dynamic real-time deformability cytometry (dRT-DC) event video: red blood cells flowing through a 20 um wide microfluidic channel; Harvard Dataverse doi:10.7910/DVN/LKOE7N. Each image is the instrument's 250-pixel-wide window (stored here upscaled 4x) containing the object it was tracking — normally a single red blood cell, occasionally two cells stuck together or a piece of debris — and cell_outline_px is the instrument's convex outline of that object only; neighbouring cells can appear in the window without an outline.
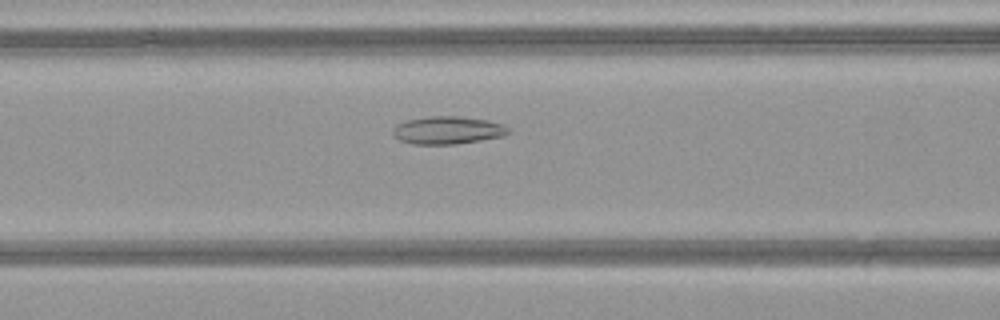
{"species": "common noctule bat (a hibernating species)", "species_latin": "Nyctalus noctula", "temperature_condition": "warm", "stored_images_in_passage": 49, "camera_frame_rate_fps": 3000, "um_per_image_px": 0.085, "animal": {"sex": "female", "body_mass_g": 21.9}, "frame": {"image": 1, "passage_image": 20, "time_ms": 6.333, "image_size_px": [1000, 320], "cell_outline_px": [[512, 132], [504, 136], [456, 144], [412, 144], [400, 140], [392, 136], [392, 128], [396, 124], [408, 120], [428, 116], [460, 116], [488, 120], [504, 124], [512, 128]], "centroid_in_image_um": [38.08, 11.06], "position_along_channel_um": 128.5, "area_um2": 19.02}}
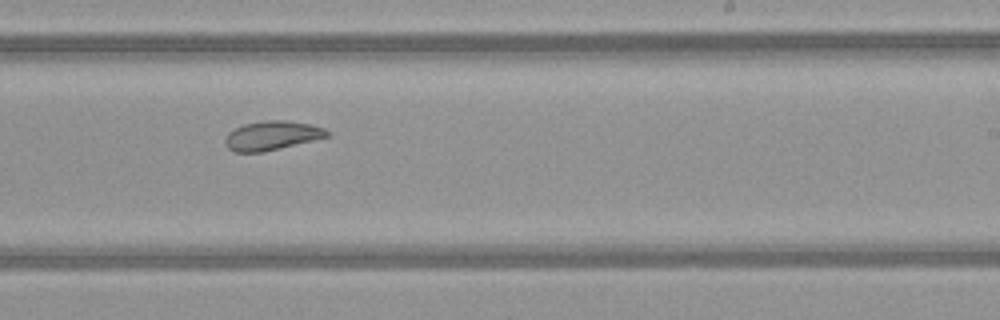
{"frame": {"image": 2, "passage_image": 30, "time_ms": 9.667, "image_size_px": [1000, 320], "cell_outline_px": [[332, 136], [264, 152], [232, 152], [224, 144], [224, 136], [228, 132], [244, 124], [268, 120], [284, 120], [312, 124], [324, 128], [332, 132]], "centroid_in_image_um": [23.14, 11.53], "position_along_channel_um": 265.9, "area_um2": 17.63}}
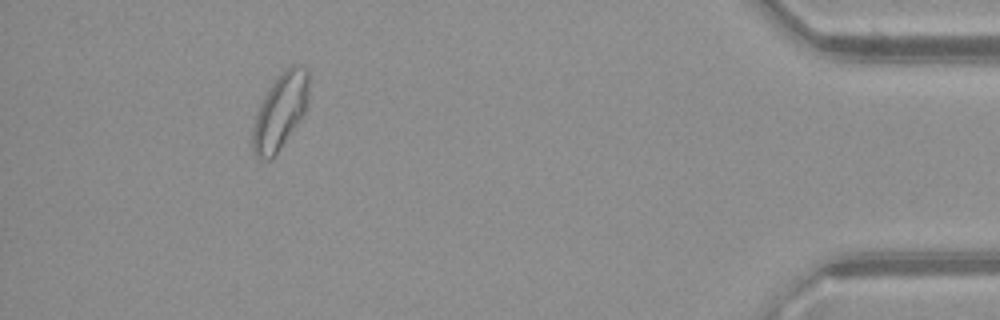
{"frame": {"image": 3, "passage_image": 45, "time_ms": 14.667, "image_size_px": [1000, 320], "cell_outline_px": [[308, 104], [304, 112], [272, 160], [256, 160], [252, 152], [252, 124], [256, 112], [268, 88], [292, 64], [300, 64], [308, 72]], "centroid_in_image_um": [23.77, 9.53], "position_along_channel_um": 411.4, "area_um2": 24.68}, "authors_computed_cell_mechanics": {"area_um2": 22.3686, "velocity_mm_per_s": 4.1221, "shape_relaxation_time_tau1_ms": null, "shape_relaxation_time_tau2_ms": 1.9285, "deformation_change_tau1": null, "deformation_change_tau2": 0.0817}}